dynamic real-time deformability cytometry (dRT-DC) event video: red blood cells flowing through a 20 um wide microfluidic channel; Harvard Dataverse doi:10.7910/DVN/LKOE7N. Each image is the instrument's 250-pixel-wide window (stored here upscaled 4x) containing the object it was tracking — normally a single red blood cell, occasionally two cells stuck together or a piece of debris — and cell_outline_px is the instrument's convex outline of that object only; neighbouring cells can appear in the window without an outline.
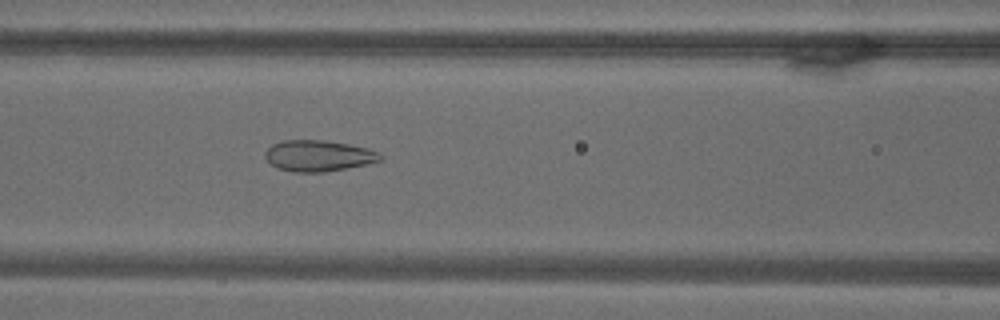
{"species": "common noctule bat (a hibernating species)", "species_latin": "Nyctalus noctula", "temperature_condition": "warm", "stored_images_in_passage": 55, "camera_frame_rate_fps": 3000, "um_per_image_px": 0.085, "animal": {"sex": "male", "body_mass_g": 18.8}, "frame": {"image": 1, "passage_image": 16, "time_ms": 5.0, "image_size_px": [1000, 320], "cell_outline_px": [[384, 156], [380, 160], [348, 168], [324, 172], [292, 172], [276, 168], [264, 156], [264, 152], [272, 144], [284, 140], [324, 140], [348, 144], [368, 148], [380, 152]], "centroid_in_image_um": [27.06, 13.24], "position_along_channel_um": 139.5, "area_um2": 20.92}}
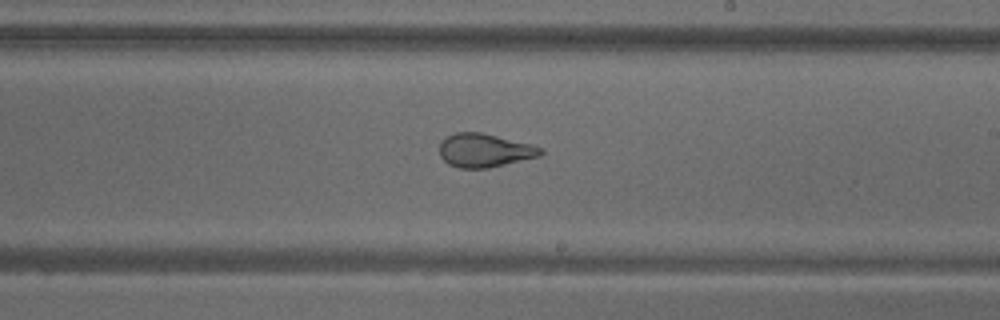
{"frame": {"image": 2, "passage_image": 27, "time_ms": 8.667, "image_size_px": [1000, 320], "cell_outline_px": [[544, 152], [540, 156], [488, 168], [460, 168], [448, 164], [440, 156], [440, 140], [456, 132], [480, 132], [532, 144], [544, 148]], "centroid_in_image_um": [41.2, 12.78], "position_along_channel_um": 247.8, "area_um2": 19.83}}
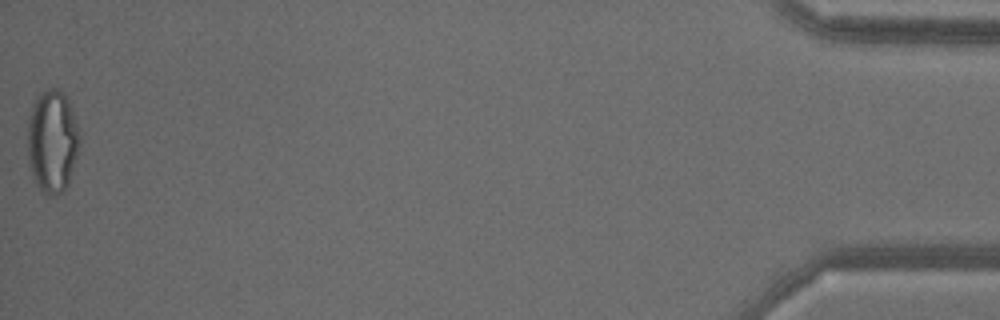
{"frame": {"image": 3, "passage_image": 55, "time_ms": 18.0, "image_size_px": [1000, 320], "cell_outline_px": [[80, 140], [76, 156], [68, 184], [56, 196], [44, 196], [40, 192], [28, 164], [28, 116], [32, 104], [36, 96], [48, 88], [60, 88], [68, 100], [80, 136]], "centroid_in_image_um": [4.42, 12.01], "position_along_channel_um": 430.8, "area_um2": 31.27}}